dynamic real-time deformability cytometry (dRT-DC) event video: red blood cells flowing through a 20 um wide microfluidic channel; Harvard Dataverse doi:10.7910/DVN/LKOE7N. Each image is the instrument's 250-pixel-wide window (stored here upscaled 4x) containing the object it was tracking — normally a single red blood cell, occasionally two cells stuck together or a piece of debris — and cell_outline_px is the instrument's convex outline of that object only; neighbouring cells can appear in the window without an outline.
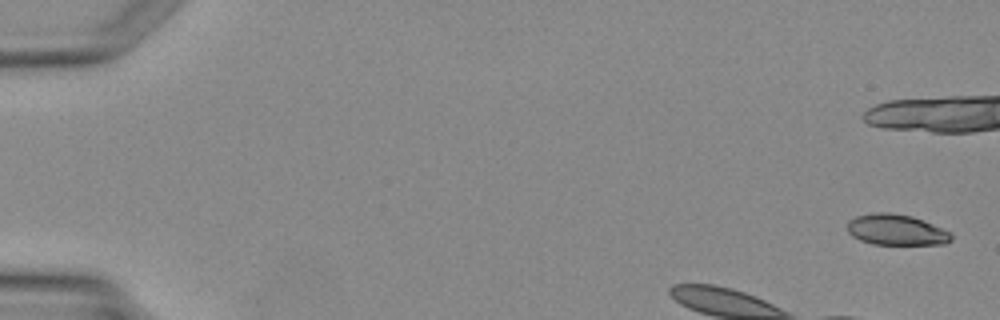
{"species": "Egyptian fruit bat (a non-hibernating species)", "species_latin": "Rousettus aegyptiacus", "temperature_condition": "warm", "stored_images_in_passage": 4, "segment_of_instrument_passage": [2, 2], "camera_frame_rate_fps": 3000, "um_per_image_px": 0.085, "animal": {"sex": "female"}, "frame": {"image": 1, "passage_image": 4, "time_ms": 4.667, "image_size_px": [1000, 320], "cell_outline_px": [[952, 240], [944, 244], [872, 244], [860, 240], [852, 236], [848, 232], [848, 220], [856, 216], [872, 212], [888, 212], [912, 216], [952, 232]], "centroid_in_image_um": [76.18, 19.53], "position_along_channel_um": 8.8, "area_um2": 18.73}}